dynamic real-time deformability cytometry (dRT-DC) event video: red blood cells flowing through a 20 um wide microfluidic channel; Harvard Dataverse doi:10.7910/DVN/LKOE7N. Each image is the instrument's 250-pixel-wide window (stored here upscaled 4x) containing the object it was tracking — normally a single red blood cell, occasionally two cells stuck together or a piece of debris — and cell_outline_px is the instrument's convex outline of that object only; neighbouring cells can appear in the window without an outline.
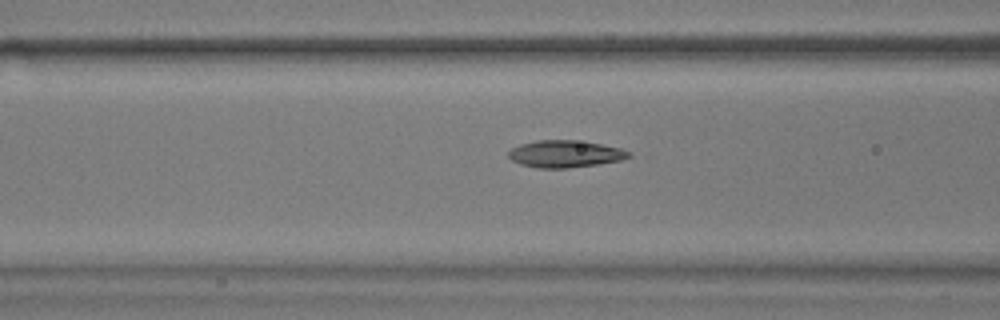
{"species": "common noctule bat (a hibernating species)", "species_latin": "Nyctalus noctula", "temperature_condition": "warm", "stored_images_in_passage": 54, "camera_frame_rate_fps": 3000, "um_per_image_px": 0.085, "animal": {"sex": "male", "body_mass_g": 17.9}, "frame": {"image": 1, "passage_image": 21, "time_ms": 6.667, "image_size_px": [1000, 320], "cell_outline_px": [[632, 156], [620, 160], [596, 164], [568, 168], [536, 168], [520, 164], [512, 160], [508, 156], [508, 152], [512, 148], [520, 144], [536, 140], [572, 140], [600, 144], [620, 148], [632, 152]], "centroid_in_image_um": [48.02, 13.08], "position_along_channel_um": 118.6, "area_um2": 18.9}}
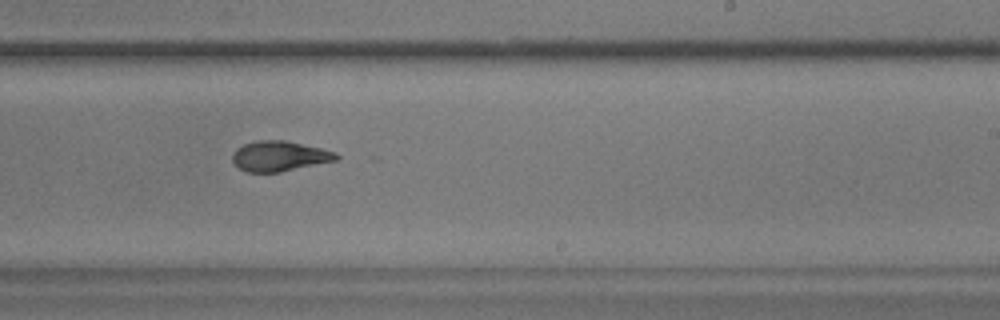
{"frame": {"image": 2, "passage_image": 33, "time_ms": 10.667, "image_size_px": [1000, 320], "cell_outline_px": [[340, 156], [336, 160], [280, 172], [248, 172], [240, 168], [232, 160], [232, 156], [236, 148], [244, 144], [256, 140], [284, 140], [320, 148], [336, 152]], "centroid_in_image_um": [23.74, 13.26], "position_along_channel_um": 265.3, "area_um2": 18.09}}
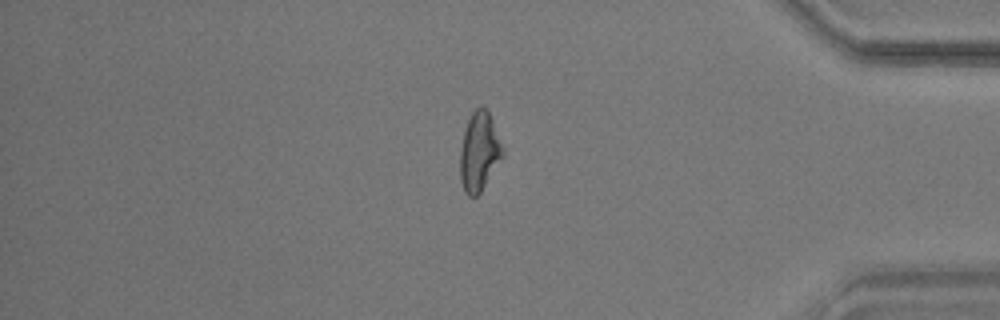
{"frame": {"image": 3, "passage_image": 46, "time_ms": 15.0, "image_size_px": [1000, 320], "cell_outline_px": [[504, 156], [480, 192], [476, 196], [468, 196], [464, 192], [460, 180], [460, 148], [464, 132], [468, 120], [472, 112], [476, 108], [488, 108], [504, 148]], "centroid_in_image_um": [40.75, 12.89], "position_along_channel_um": 394.5, "area_um2": 19.71}, "authors_computed_cell_mechanics": {"area_um2": 19.2763, "velocity_mm_per_s": 3.6697, "shape_relaxation_time_tau1_ms": 7.4153, "shape_relaxation_time_tau2_ms": 1.9738, "deformation_change_tau1": 0.2053, "deformation_change_tau2": 0.0873}}